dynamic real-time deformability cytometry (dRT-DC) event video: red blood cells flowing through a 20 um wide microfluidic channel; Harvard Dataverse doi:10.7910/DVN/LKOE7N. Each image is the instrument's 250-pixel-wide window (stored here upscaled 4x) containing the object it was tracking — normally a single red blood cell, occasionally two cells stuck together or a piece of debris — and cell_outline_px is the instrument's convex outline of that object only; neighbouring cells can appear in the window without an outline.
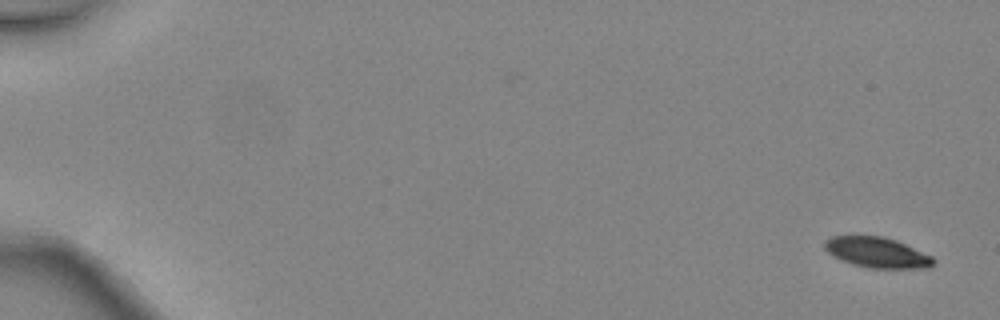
{"species": "common noctule bat (a hibernating species)", "species_latin": "Nyctalus noctula", "temperature_condition": "warm", "stored_images_in_passage": 5, "camera_frame_rate_fps": 3000, "um_per_image_px": 0.085, "animal": {"sex": "female", "body_mass_g": 24.6, "forearm_length_mm": 56.2}, "frame": {"image": 1, "passage_image": 1, "time_ms": 0.0, "image_size_px": [1000, 320], "cell_outline_px": [[936, 264], [928, 268], [868, 268], [852, 264], [832, 256], [824, 248], [824, 240], [832, 236], [884, 236], [896, 240], [932, 256], [936, 260]], "centroid_in_image_um": [74.56, 21.46], "position_along_channel_um": 10.4, "area_um2": 19.42}}
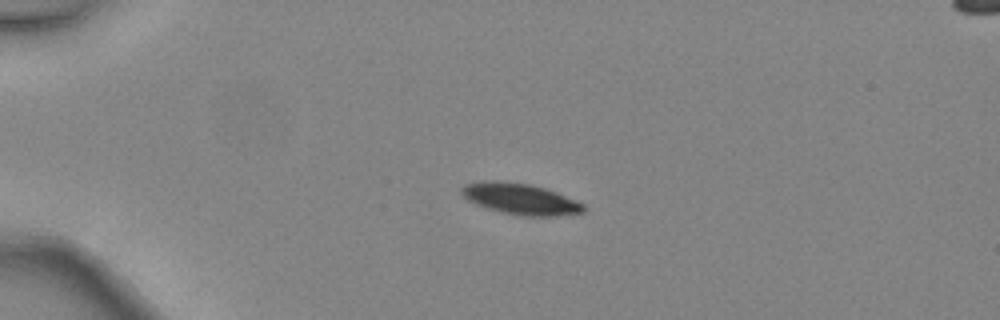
{"frame": {"image": 2, "passage_image": 4, "time_ms": 1.0, "image_size_px": [1000, 320], "cell_outline_px": [[584, 212], [556, 216], [524, 216], [504, 212], [488, 208], [476, 204], [468, 200], [460, 192], [460, 188], [464, 184], [484, 180], [532, 184], [556, 192], [576, 200], [584, 204]], "centroid_in_image_um": [44.22, 16.9], "position_along_channel_um": 40.8, "area_um2": 21.91}}